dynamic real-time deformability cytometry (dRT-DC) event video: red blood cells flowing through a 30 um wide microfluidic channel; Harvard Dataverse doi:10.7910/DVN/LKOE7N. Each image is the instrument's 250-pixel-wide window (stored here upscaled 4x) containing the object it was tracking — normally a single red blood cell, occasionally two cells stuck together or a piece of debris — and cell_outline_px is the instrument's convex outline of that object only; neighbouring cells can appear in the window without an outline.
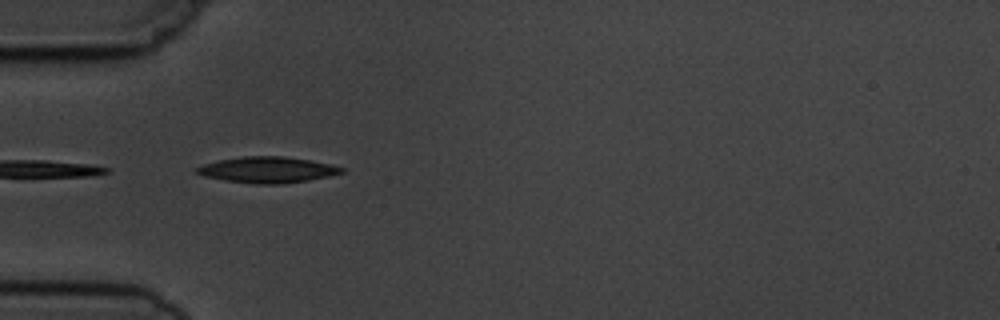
{"species": "common noctule bat (a hibernating species)", "species_latin": "Nyctalus noctula", "temperature_condition": "cold", "stored_images_in_passage": 4, "camera_frame_rate_fps": 3000, "um_per_image_px": 0.085, "animal": {"sex": "male", "body_mass_g": 19.5, "forearm_length_mm": 54.6}, "frame": {"image": 1, "passage_image": 4, "time_ms": 3.667, "image_size_px": [1000, 320], "cell_outline_px": [[344, 172], [328, 176], [308, 180], [284, 184], [256, 184], [224, 180], [204, 176], [196, 172], [192, 168], [204, 164], [220, 160], [244, 156], [280, 156], [308, 160], [328, 164], [344, 168]], "centroid_in_image_um": [22.69, 14.44], "position_along_channel_um": 62.3, "area_um2": 21.73}}